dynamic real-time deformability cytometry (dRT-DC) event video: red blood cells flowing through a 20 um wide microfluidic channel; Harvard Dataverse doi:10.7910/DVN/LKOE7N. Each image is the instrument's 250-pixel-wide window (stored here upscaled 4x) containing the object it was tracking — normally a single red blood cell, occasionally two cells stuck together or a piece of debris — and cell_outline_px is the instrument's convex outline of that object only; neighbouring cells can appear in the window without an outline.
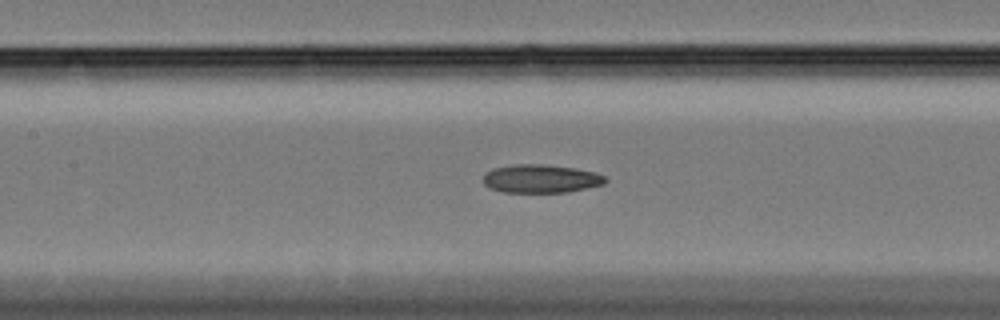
{"species": "Egyptian fruit bat (a non-hibernating species)", "species_latin": "Rousettus aegyptiacus", "temperature_condition": "cold", "stored_images_in_passage": 60, "camera_frame_rate_fps": 3000, "um_per_image_px": 0.085, "animal": {"sex": "female"}, "frame": {"image": 1, "passage_image": 28, "time_ms": 9.0, "image_size_px": [1000, 320], "cell_outline_px": [[608, 180], [604, 184], [588, 188], [568, 192], [504, 192], [492, 188], [484, 184], [484, 176], [492, 168], [516, 164], [540, 164], [576, 168], [596, 172], [604, 176]], "centroid_in_image_um": [46.02, 15.19], "position_along_channel_um": 161.4, "area_um2": 20.11}}
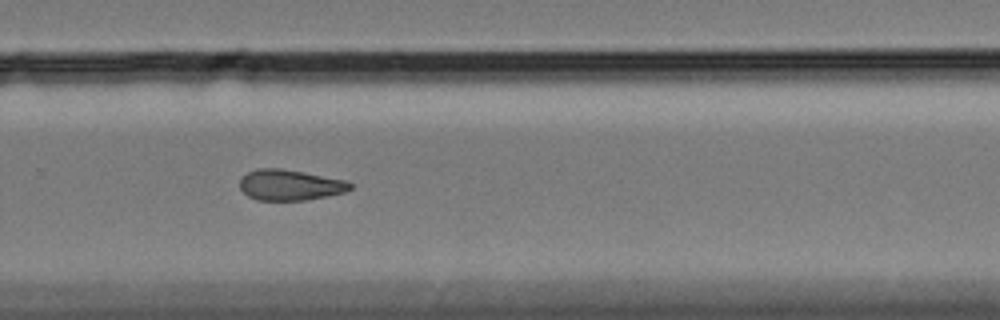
{"frame": {"image": 2, "passage_image": 41, "time_ms": 13.333, "image_size_px": [1000, 320], "cell_outline_px": [[352, 188], [344, 192], [304, 200], [256, 200], [248, 196], [240, 188], [240, 176], [256, 168], [280, 168], [304, 172], [344, 180], [352, 184]], "centroid_in_image_um": [24.59, 15.71], "position_along_channel_um": 305.2, "area_um2": 19.65}}
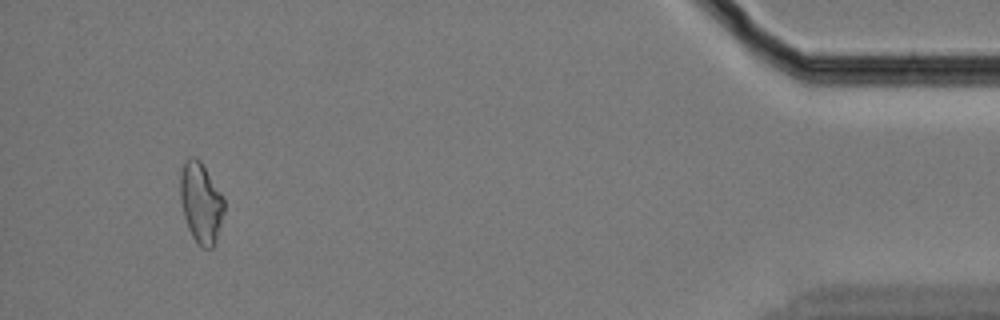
{"frame": {"image": 3, "passage_image": 57, "time_ms": 18.667, "image_size_px": [1000, 320], "cell_outline_px": [[224, 212], [216, 244], [212, 248], [204, 248], [192, 236], [188, 228], [184, 216], [180, 200], [180, 172], [184, 160], [188, 156], [192, 156], [200, 160], [224, 196]], "centroid_in_image_um": [17.08, 17.2], "position_along_channel_um": 418.1, "area_um2": 20.87}, "authors_computed_cell_mechanics": {"area_um2": 20.2878, "velocity_mm_per_s": 3.3286, "shape_relaxation_time_tau1_ms": 9.6762, "shape_relaxation_time_tau2_ms": 6.675, "deformation_change_tau1": 0.1847, "deformation_change_tau2": 0.1544}}